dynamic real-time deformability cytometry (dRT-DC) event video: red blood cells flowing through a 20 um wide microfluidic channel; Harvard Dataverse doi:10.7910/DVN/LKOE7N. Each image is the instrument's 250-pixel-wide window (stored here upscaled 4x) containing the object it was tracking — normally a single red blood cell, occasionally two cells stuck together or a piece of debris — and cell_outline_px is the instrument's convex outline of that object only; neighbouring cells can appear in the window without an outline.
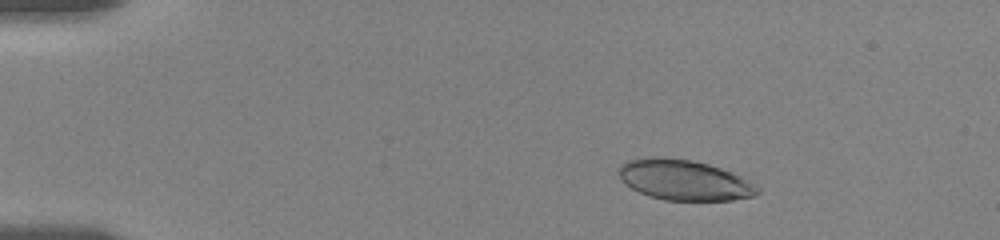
{"species": "human", "species_latin": "Homo sapiens", "temperature_condition": "room temperature", "stored_images_in_passage": 16, "camera_frame_rate_fps": 3000, "um_per_image_px": 0.085, "donor": {"sex": "female"}, "frame": {"image": 1, "passage_image": 5, "time_ms": 2.0, "image_size_px": [1000, 240], "cell_outline_px": [[760, 192], [752, 196], [732, 200], [664, 200], [648, 196], [632, 188], [620, 176], [620, 164], [628, 160], [652, 156], [664, 156], [692, 160], [708, 164], [732, 172], [748, 180], [760, 188]], "centroid_in_image_um": [58.17, 15.29], "position_along_channel_um": 26.8, "area_um2": 32.54}}
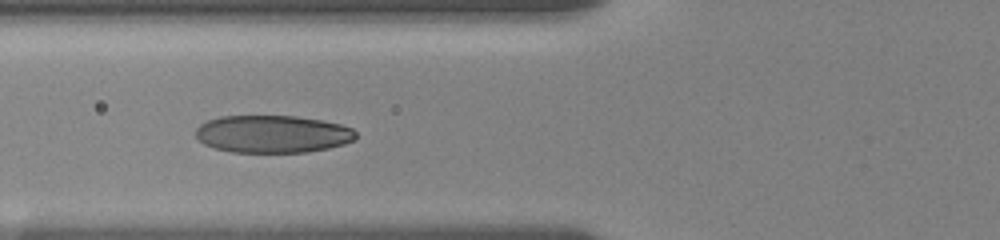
{"frame": {"image": 2, "passage_image": 14, "time_ms": 6.333, "image_size_px": [1000, 240], "cell_outline_px": [[356, 136], [352, 140], [344, 144], [328, 148], [308, 152], [232, 152], [216, 148], [204, 144], [196, 136], [196, 128], [200, 124], [208, 120], [220, 116], [296, 116], [320, 120], [340, 124], [352, 128], [356, 132]], "centroid_in_image_um": [23.16, 11.39], "position_along_channel_um": 102.6, "area_um2": 34.91}}
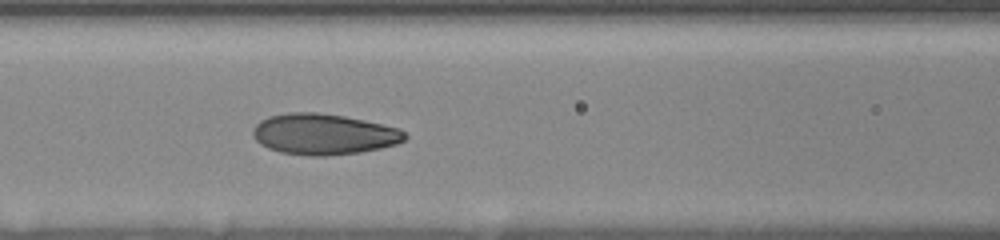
{"frame": {"image": 3, "passage_image": 16, "time_ms": 7.333, "image_size_px": [1000, 240], "cell_outline_px": [[408, 136], [404, 140], [396, 144], [380, 148], [360, 152], [324, 156], [312, 156], [280, 152], [268, 148], [260, 144], [252, 136], [252, 128], [260, 120], [268, 116], [288, 112], [316, 112], [344, 116], [364, 120], [400, 128]], "centroid_in_image_um": [27.48, 11.4], "position_along_channel_um": 139.1, "area_um2": 36.36}}